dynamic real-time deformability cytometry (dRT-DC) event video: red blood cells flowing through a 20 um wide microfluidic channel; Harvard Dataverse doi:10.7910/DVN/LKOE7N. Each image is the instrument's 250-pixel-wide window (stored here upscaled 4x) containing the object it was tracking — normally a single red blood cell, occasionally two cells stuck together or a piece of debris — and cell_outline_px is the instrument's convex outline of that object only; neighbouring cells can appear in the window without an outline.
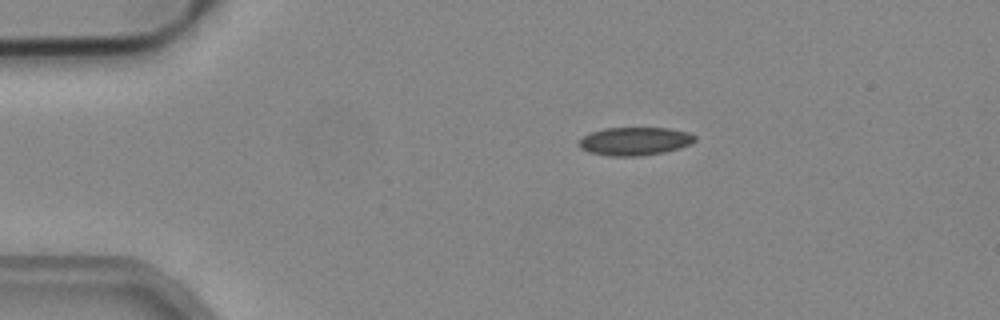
{"species": "common noctule bat (a hibernating species)", "species_latin": "Nyctalus noctula", "temperature_condition": "cold", "stored_images_in_passage": 43, "camera_frame_rate_fps": 3000, "um_per_image_px": 0.085, "animal": {"sex": "male", "body_mass_g": 19.2, "forearm_length_mm": 51.8}, "frame": {"image": 1, "passage_image": 1, "time_ms": 0.0, "image_size_px": [1000, 320], "cell_outline_px": [[696, 140], [692, 144], [680, 148], [664, 152], [640, 156], [608, 156], [588, 152], [580, 148], [576, 144], [584, 136], [592, 132], [604, 128], [672, 128], [688, 132], [696, 136]], "centroid_in_image_um": [53.97, 12.01], "position_along_channel_um": 31.0, "area_um2": 19.25}}
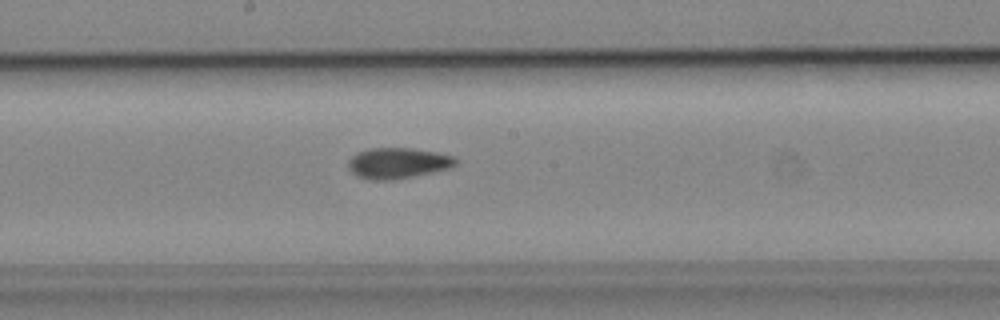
{"frame": {"image": 2, "passage_image": 19, "time_ms": 6.0, "image_size_px": [1000, 320], "cell_outline_px": [[456, 164], [448, 168], [432, 172], [392, 180], [368, 180], [352, 172], [348, 168], [348, 160], [356, 152], [368, 148], [412, 148], [436, 152], [456, 156]], "centroid_in_image_um": [33.79, 13.85], "position_along_channel_um": 214.4, "area_um2": 19.25}}
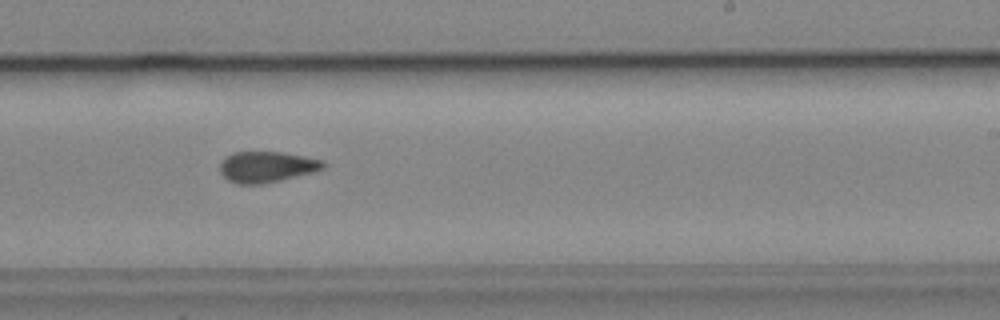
{"frame": {"image": 3, "passage_image": 23, "time_ms": 7.333, "image_size_px": [1000, 320], "cell_outline_px": [[324, 168], [312, 172], [280, 180], [260, 184], [236, 184], [228, 180], [220, 172], [220, 164], [232, 152], [284, 152], [324, 160]], "centroid_in_image_um": [22.67, 14.18], "position_along_channel_um": 266.3, "area_um2": 18.44}, "authors_computed_cell_mechanics": {"area_um2": 18.7272, "velocity_mm_per_s": 3.9109, "shape_relaxation_time_tau1_ms": 6.8876, "shape_relaxation_time_tau2_ms": 4.1184, "deformation_change_tau1": 0.1141, "deformation_change_tau2": 0.0805}}